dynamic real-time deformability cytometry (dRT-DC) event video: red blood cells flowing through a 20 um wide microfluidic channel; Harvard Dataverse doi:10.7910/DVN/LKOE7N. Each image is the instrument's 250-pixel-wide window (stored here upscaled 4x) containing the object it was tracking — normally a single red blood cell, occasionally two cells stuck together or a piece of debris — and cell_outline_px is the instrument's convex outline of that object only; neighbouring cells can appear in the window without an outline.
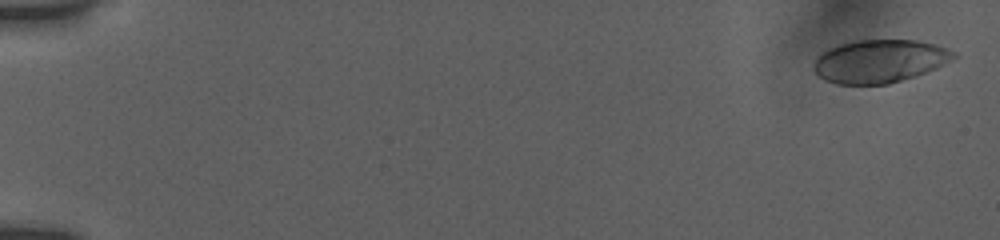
{"species": "human", "species_latin": "Homo sapiens", "temperature_condition": "room temperature", "stored_images_in_passage": 7, "segment_of_instrument_passage": [1, 2], "camera_frame_rate_fps": 3000, "um_per_image_px": 0.085, "donor": {"sex": "female"}, "frame": {"image": 1, "passage_image": 1, "time_ms": 0.0, "image_size_px": [1000, 240], "cell_outline_px": [[956, 56], [952, 60], [936, 68], [888, 84], [836, 84], [824, 80], [812, 68], [816, 60], [828, 48], [840, 44], [856, 40], [916, 40], [936, 44], [948, 48], [956, 52]], "centroid_in_image_um": [74.78, 5.19], "position_along_channel_um": 10.2, "area_um2": 34.85}}
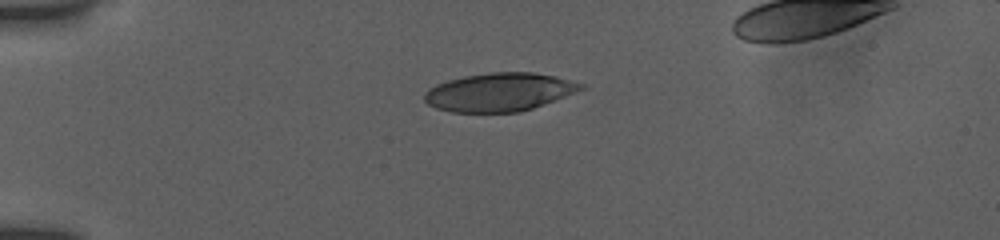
{"frame": {"image": 2, "passage_image": 5, "time_ms": 4.333, "image_size_px": [1000, 240], "cell_outline_px": [[588, 88], [532, 108], [516, 112], [452, 112], [436, 108], [428, 104], [424, 100], [424, 92], [428, 88], [436, 84], [448, 80], [464, 76], [488, 72], [532, 72], [556, 76], [584, 84]], "centroid_in_image_um": [42.44, 7.82], "position_along_channel_um": 42.6, "area_um2": 35.03}}